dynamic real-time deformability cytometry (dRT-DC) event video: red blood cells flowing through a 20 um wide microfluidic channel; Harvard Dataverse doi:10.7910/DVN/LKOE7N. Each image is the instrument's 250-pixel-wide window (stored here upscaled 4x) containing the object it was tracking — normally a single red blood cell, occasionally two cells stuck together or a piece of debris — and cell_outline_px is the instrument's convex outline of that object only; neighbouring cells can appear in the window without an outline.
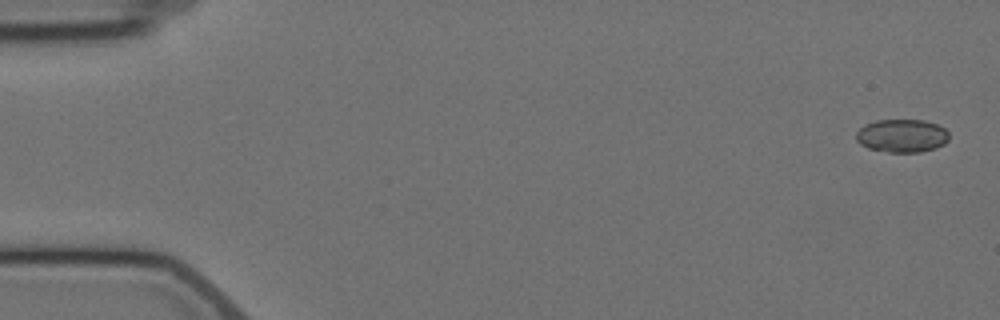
{"species": "Egyptian fruit bat (a non-hibernating species)", "species_latin": "Rousettus aegyptiacus", "temperature_condition": "cold", "stored_images_in_passage": 5, "camera_frame_rate_fps": 3000, "um_per_image_px": 0.085, "animal": {"sex": "female"}, "frame": {"image": 1, "passage_image": 1, "time_ms": 0.0, "image_size_px": [1000, 320], "cell_outline_px": [[948, 140], [944, 144], [936, 148], [920, 152], [888, 152], [868, 148], [860, 144], [856, 140], [856, 132], [864, 124], [876, 120], [924, 120], [936, 124], [944, 128], [948, 132]], "centroid_in_image_um": [76.65, 11.54], "position_along_channel_um": 8.4, "area_um2": 18.03}}
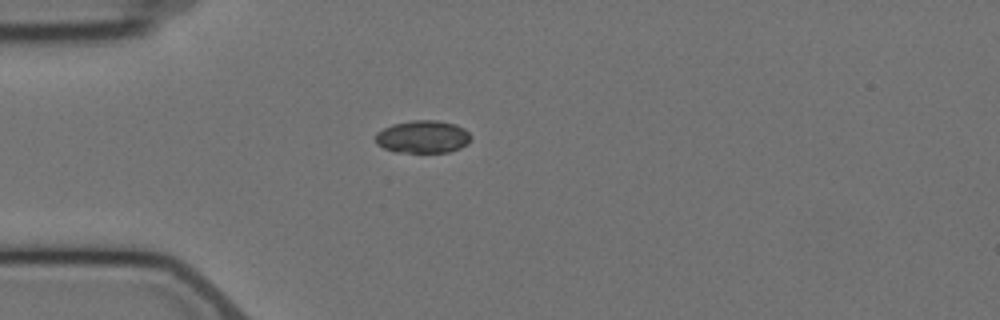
{"frame": {"image": 2, "passage_image": 5, "time_ms": 4.667, "image_size_px": [1000, 320], "cell_outline_px": [[472, 136], [468, 144], [460, 148], [448, 152], [396, 152], [384, 148], [376, 144], [376, 132], [392, 124], [412, 120], [436, 120], [456, 124], [464, 128]], "centroid_in_image_um": [35.95, 11.62], "position_along_channel_um": 49.0, "area_um2": 18.26}}